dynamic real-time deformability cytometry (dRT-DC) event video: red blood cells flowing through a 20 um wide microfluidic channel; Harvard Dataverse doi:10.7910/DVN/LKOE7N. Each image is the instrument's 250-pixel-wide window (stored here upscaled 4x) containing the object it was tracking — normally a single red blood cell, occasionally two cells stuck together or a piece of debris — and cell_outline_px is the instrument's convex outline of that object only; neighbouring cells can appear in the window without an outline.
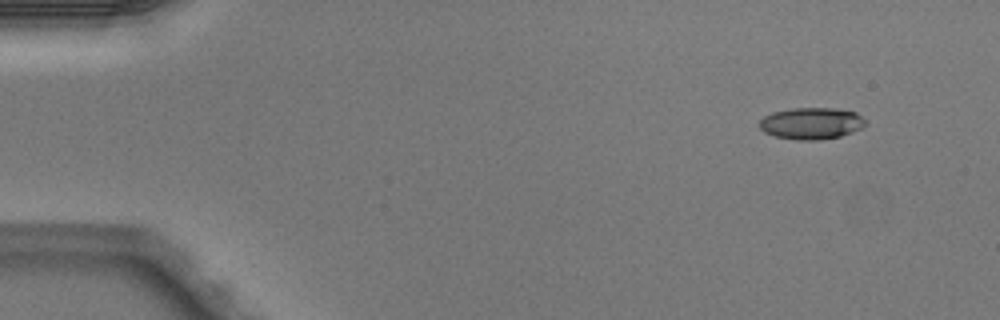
{"species": "Egyptian fruit bat (a non-hibernating species)", "species_latin": "Rousettus aegyptiacus", "temperature_condition": "warm", "stored_images_in_passage": 47, "camera_frame_rate_fps": 3000, "um_per_image_px": 0.085, "animal": {"sex": "male"}, "frame": {"image": 1, "passage_image": 1, "time_ms": 0.0, "image_size_px": [1000, 320], "cell_outline_px": [[864, 124], [860, 128], [852, 132], [840, 136], [816, 140], [796, 140], [776, 136], [764, 132], [760, 128], [760, 120], [764, 116], [772, 112], [792, 108], [832, 108], [856, 112], [864, 120]], "centroid_in_image_um": [68.93, 10.48], "position_along_channel_um": 16.1, "area_um2": 19.36}}
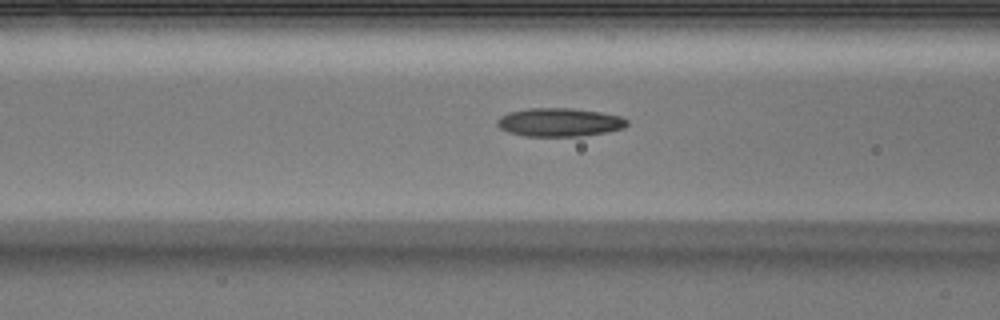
{"frame": {"image": 2, "passage_image": 17, "time_ms": 5.333, "image_size_px": [1000, 320], "cell_outline_px": [[628, 124], [624, 128], [604, 132], [580, 136], [524, 136], [508, 132], [500, 128], [496, 124], [496, 120], [500, 116], [508, 112], [528, 108], [572, 108], [600, 112], [620, 116], [628, 120]], "centroid_in_image_um": [47.52, 10.39], "position_along_channel_um": 119.1, "area_um2": 21.56}}
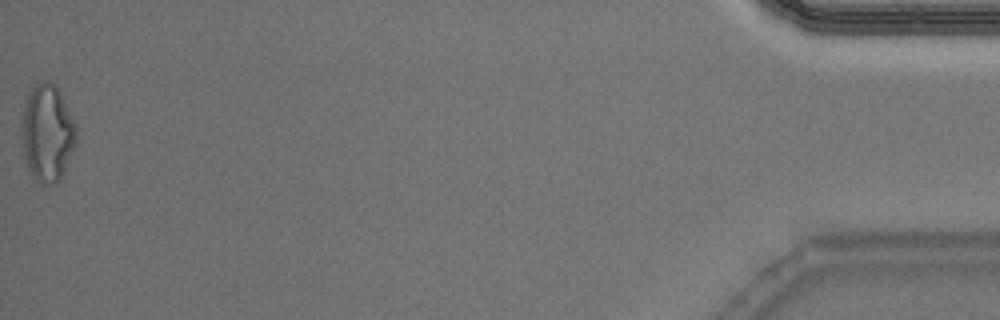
{"frame": {"image": 3, "passage_image": 47, "time_ms": 15.333, "image_size_px": [1000, 320], "cell_outline_px": [[76, 144], [60, 180], [56, 184], [52, 184], [32, 180], [28, 168], [24, 152], [20, 132], [24, 104], [28, 88], [40, 80], [44, 80], [52, 84], [60, 92], [76, 124]], "centroid_in_image_um": [4.0, 11.29], "position_along_channel_um": 431.2, "area_um2": 31.27}, "authors_computed_cell_mechanics": {"area_um2": 20.6924, "velocity_mm_per_s": 4.0581, "shape_relaxation_time_tau1_ms": null, "shape_relaxation_time_tau2_ms": 3.8202, "deformation_change_tau1": null, "deformation_change_tau2": 0.1356}}